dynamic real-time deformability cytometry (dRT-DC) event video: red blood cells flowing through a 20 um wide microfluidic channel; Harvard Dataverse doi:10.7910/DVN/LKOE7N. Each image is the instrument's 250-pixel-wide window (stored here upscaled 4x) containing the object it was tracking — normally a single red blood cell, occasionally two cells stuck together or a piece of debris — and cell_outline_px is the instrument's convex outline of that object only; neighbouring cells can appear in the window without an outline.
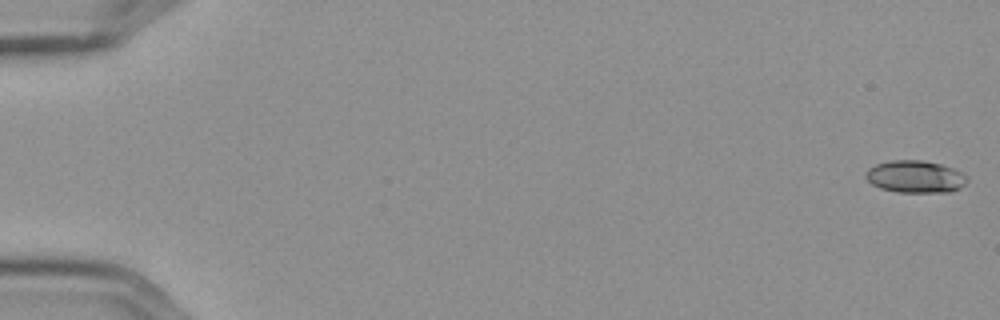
{"species": "Egyptian fruit bat (a non-hibernating species)", "species_latin": "Rousettus aegyptiacus", "temperature_condition": "cold", "stored_images_in_passage": 6, "camera_frame_rate_fps": 3000, "um_per_image_px": 0.085, "frame": {"image": 1, "passage_image": 1, "time_ms": 0.0, "image_size_px": [1000, 320], "cell_outline_px": [[968, 180], [960, 188], [948, 192], [896, 192], [880, 188], [872, 184], [864, 176], [864, 172], [868, 168], [876, 164], [892, 160], [920, 160], [940, 164], [952, 168], [968, 176]], "centroid_in_image_um": [77.77, 15.02], "position_along_channel_um": 7.2, "area_um2": 19.07}}
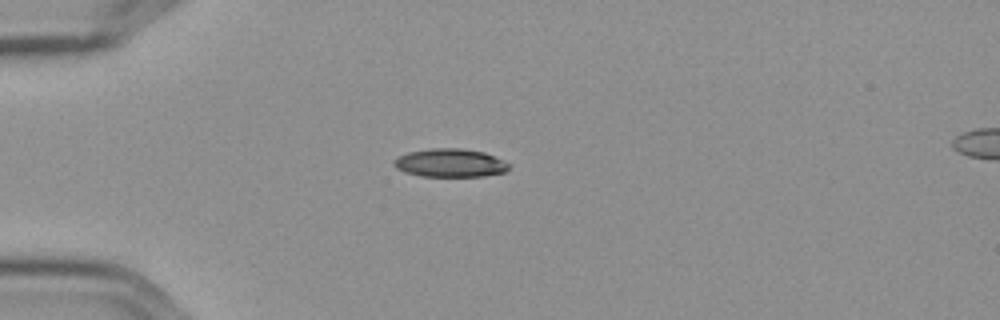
{"frame": {"image": 2, "passage_image": 5, "time_ms": 1.333, "image_size_px": [1000, 320], "cell_outline_px": [[512, 164], [504, 172], [484, 176], [420, 176], [404, 172], [396, 168], [392, 164], [392, 160], [408, 152], [428, 148], [464, 148], [484, 152], [504, 160]], "centroid_in_image_um": [38.25, 13.84], "position_along_channel_um": 46.7, "area_um2": 19.19}}